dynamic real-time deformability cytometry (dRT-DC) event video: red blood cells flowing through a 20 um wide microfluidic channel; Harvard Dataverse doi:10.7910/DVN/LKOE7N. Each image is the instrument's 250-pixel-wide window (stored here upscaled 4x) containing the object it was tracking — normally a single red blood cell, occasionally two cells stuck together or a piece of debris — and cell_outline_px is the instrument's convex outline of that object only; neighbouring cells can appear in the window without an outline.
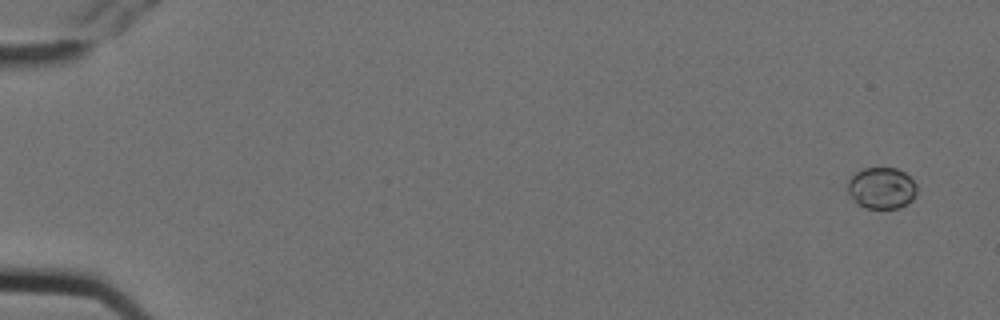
{"species": "Egyptian fruit bat (a non-hibernating species)", "species_latin": "Rousettus aegyptiacus", "temperature_condition": "cold", "stored_images_in_passage": 9, "camera_frame_rate_fps": 3000, "um_per_image_px": 0.085, "animal": {"sex": "female"}, "frame": {"image": 1, "passage_image": 1, "time_ms": 0.0, "image_size_px": [1000, 320], "cell_outline_px": [[916, 192], [912, 200], [908, 204], [900, 208], [864, 208], [856, 204], [848, 192], [848, 180], [856, 172], [864, 168], [896, 168], [904, 172], [916, 184]], "centroid_in_image_um": [74.92, 16.0], "position_along_channel_um": 10.1, "area_um2": 16.76}}
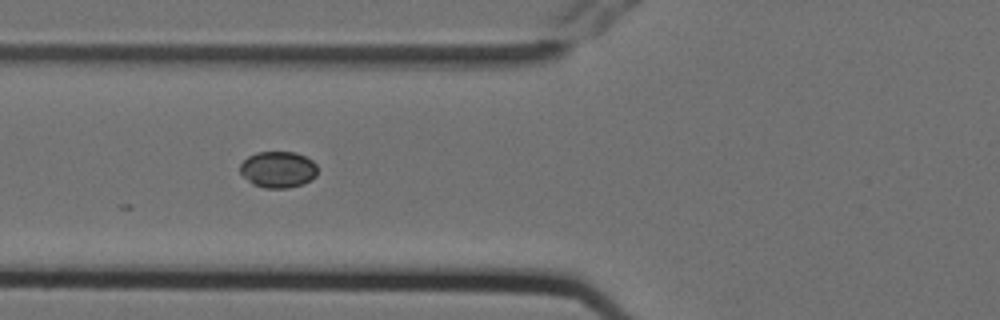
{"frame": {"image": 2, "passage_image": 7, "time_ms": 2.0, "image_size_px": [1000, 320], "cell_outline_px": [[316, 176], [312, 180], [304, 184], [288, 188], [264, 188], [252, 184], [240, 172], [240, 164], [248, 156], [256, 152], [296, 152], [312, 160], [316, 164]], "centroid_in_image_um": [23.64, 14.41], "position_along_channel_um": 102.2, "area_um2": 16.53}}
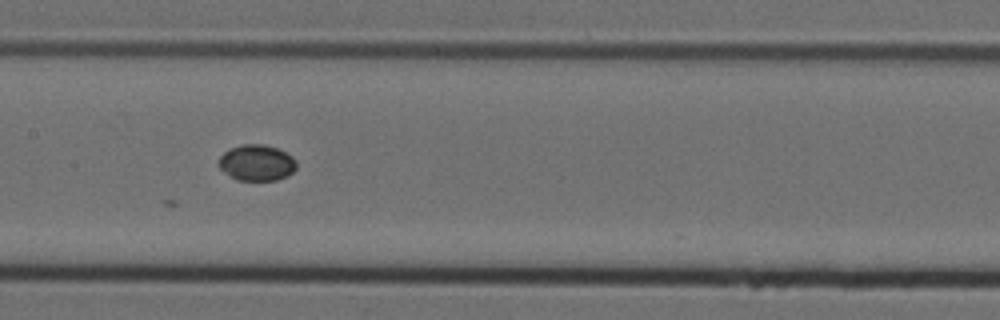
{"frame": {"image": 3, "passage_image": 9, "time_ms": 2.667, "image_size_px": [1000, 320], "cell_outline_px": [[296, 168], [288, 176], [276, 180], [236, 180], [224, 172], [216, 164], [220, 156], [224, 152], [240, 144], [264, 144], [276, 148], [292, 156], [296, 160]], "centroid_in_image_um": [21.8, 13.84], "position_along_channel_um": 185.6, "area_um2": 16.42}}